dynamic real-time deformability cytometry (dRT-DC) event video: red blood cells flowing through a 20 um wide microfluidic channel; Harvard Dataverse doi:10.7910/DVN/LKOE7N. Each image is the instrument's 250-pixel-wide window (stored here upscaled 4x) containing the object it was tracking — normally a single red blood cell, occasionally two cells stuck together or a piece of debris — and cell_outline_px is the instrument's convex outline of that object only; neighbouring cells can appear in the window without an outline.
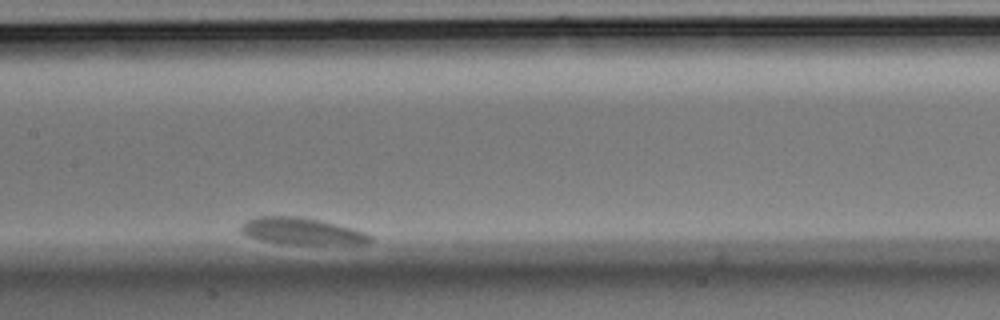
{"species": "Egyptian fruit bat (a non-hibernating species)", "species_latin": "Rousettus aegyptiacus", "temperature_condition": "room temperature", "stored_images_in_passage": 55, "camera_frame_rate_fps": 3000, "um_per_image_px": 0.085, "animal": {"sex": "male"}, "frame": {"image": 1, "passage_image": 30, "time_ms": 9.667, "image_size_px": [1000, 320], "cell_outline_px": [[372, 240], [368, 244], [288, 244], [260, 240], [244, 236], [240, 232], [240, 224], [244, 220], [256, 216], [300, 216], [320, 220], [336, 224], [364, 232], [372, 236]], "centroid_in_image_um": [25.58, 19.65], "position_along_channel_um": 181.8, "area_um2": 20.46}}
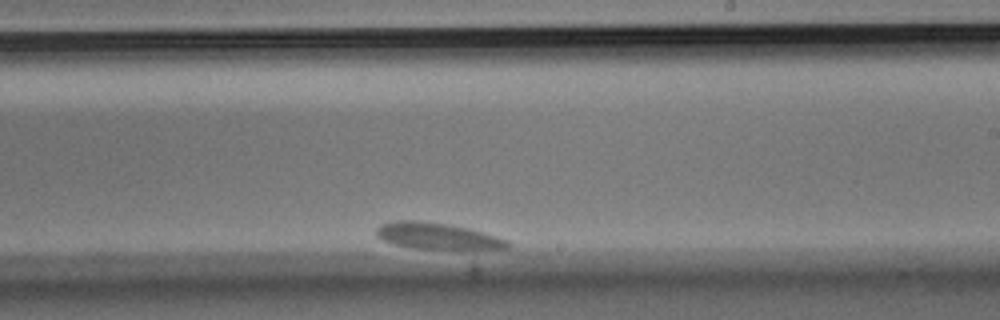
{"frame": {"image": 2, "passage_image": 40, "time_ms": 13.0, "image_size_px": [1000, 320], "cell_outline_px": [[512, 244], [508, 248], [472, 252], [416, 248], [392, 244], [376, 236], [376, 228], [380, 224], [396, 220], [424, 220], [452, 224], [468, 228], [496, 236], [508, 240]], "centroid_in_image_um": [37.27, 20.1], "position_along_channel_um": 251.7, "area_um2": 21.39}}
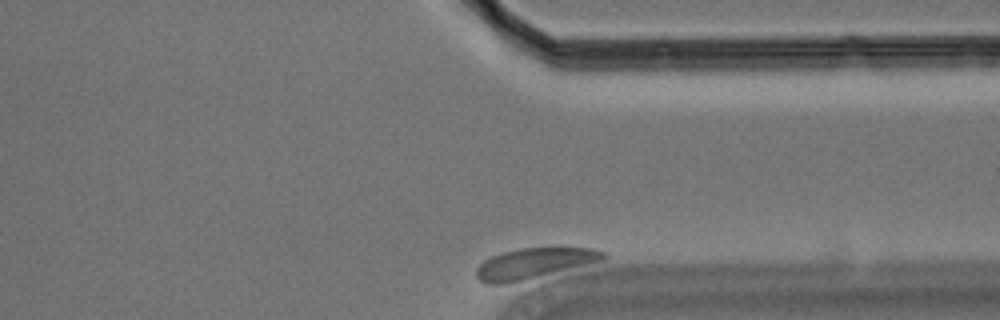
{"frame": {"image": 3, "passage_image": 55, "time_ms": 18.0, "image_size_px": [1000, 320], "cell_outline_px": [[608, 256], [604, 260], [520, 280], [500, 284], [488, 284], [480, 280], [476, 276], [476, 268], [484, 260], [500, 252], [520, 248], [592, 248], [608, 252]], "centroid_in_image_um": [45.4, 22.36], "position_along_channel_um": 366.0, "area_um2": 22.14}}